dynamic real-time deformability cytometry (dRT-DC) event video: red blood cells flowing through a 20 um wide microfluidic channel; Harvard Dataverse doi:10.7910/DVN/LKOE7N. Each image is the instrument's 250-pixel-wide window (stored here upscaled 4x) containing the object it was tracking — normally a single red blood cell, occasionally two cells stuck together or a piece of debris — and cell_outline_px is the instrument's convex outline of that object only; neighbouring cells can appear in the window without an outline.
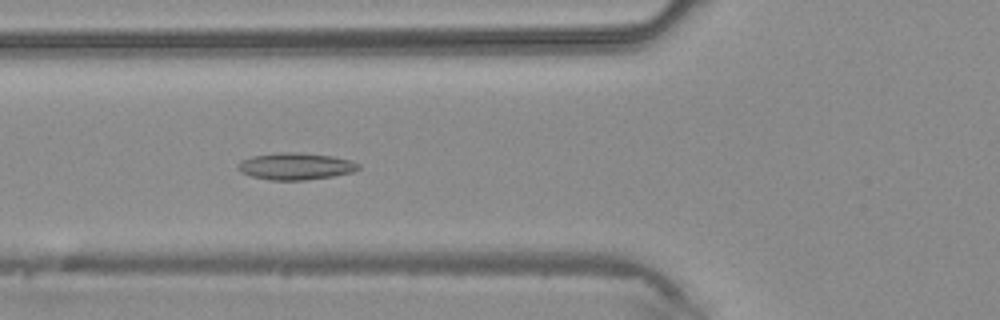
{"species": "common noctule bat (a hibernating species)", "species_latin": "Nyctalus noctula", "temperature_condition": "warm", "stored_images_in_passage": 43, "camera_frame_rate_fps": 3000, "um_per_image_px": 0.085, "animal": {"sex": "male", "body_mass_g": 20.4}, "frame": {"image": 1, "passage_image": 15, "time_ms": 4.667, "image_size_px": [1000, 320], "cell_outline_px": [[360, 168], [352, 172], [332, 176], [304, 180], [272, 180], [252, 176], [240, 172], [236, 168], [236, 164], [240, 160], [252, 156], [280, 152], [300, 152], [332, 156], [352, 160], [360, 164]], "centroid_in_image_um": [25.1, 14.12], "position_along_channel_um": 100.7, "area_um2": 19.02}}
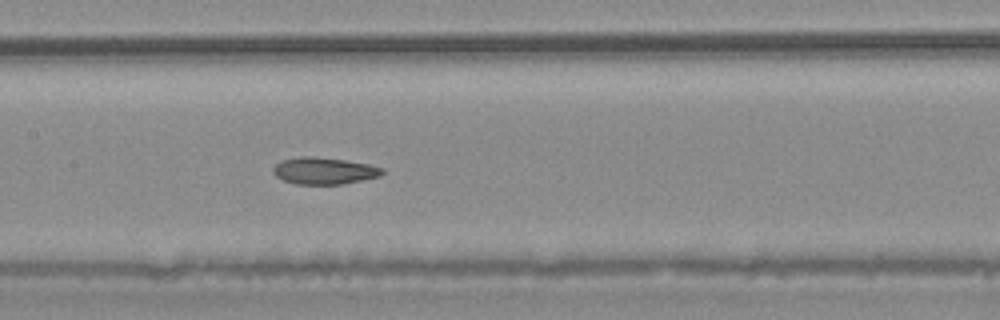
{"frame": {"image": 2, "passage_image": 20, "time_ms": 6.333, "image_size_px": [1000, 320], "cell_outline_px": [[384, 172], [380, 176], [344, 184], [296, 184], [284, 180], [276, 176], [272, 172], [272, 168], [280, 160], [300, 156], [312, 156], [344, 160], [368, 164], [384, 168]], "centroid_in_image_um": [27.53, 14.51], "position_along_channel_um": 179.9, "area_um2": 17.11}}
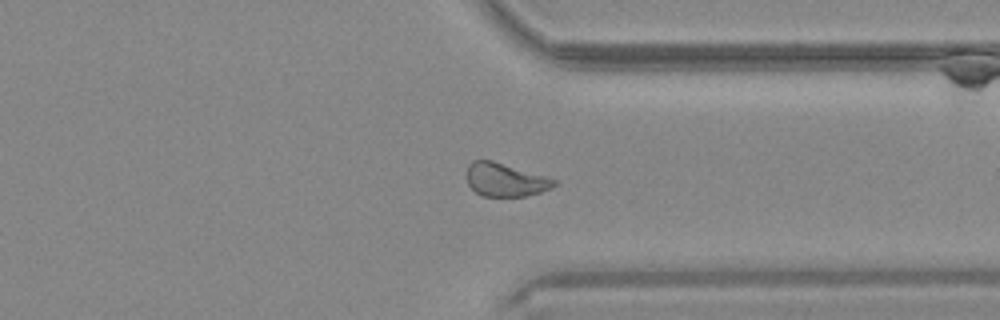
{"frame": {"image": 3, "passage_image": 32, "time_ms": 10.333, "image_size_px": [1000, 320], "cell_outline_px": [[556, 184], [552, 188], [540, 192], [524, 196], [484, 196], [476, 192], [468, 184], [468, 164], [472, 160], [492, 160], [548, 176], [556, 180]], "centroid_in_image_um": [42.98, 15.27], "position_along_channel_um": 368.4, "area_um2": 16.94}}